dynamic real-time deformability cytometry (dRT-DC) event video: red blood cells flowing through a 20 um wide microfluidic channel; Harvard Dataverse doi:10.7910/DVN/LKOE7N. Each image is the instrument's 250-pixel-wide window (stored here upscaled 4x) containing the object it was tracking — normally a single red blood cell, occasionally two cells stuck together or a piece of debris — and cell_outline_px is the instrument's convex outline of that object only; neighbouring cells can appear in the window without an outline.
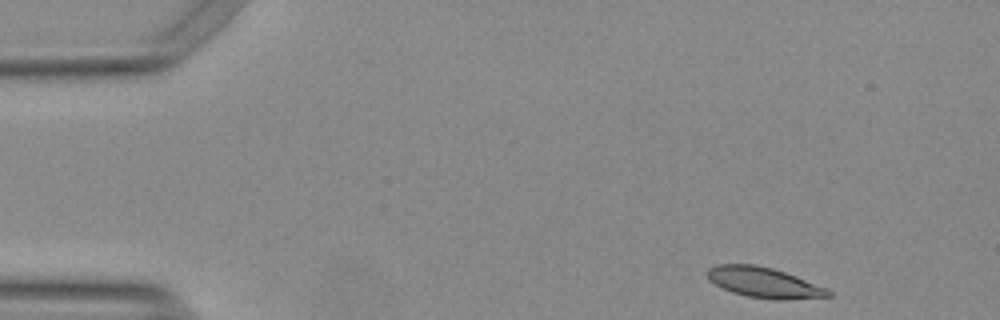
{"species": "Egyptian fruit bat (a non-hibernating species)", "species_latin": "Rousettus aegyptiacus", "temperature_condition": "warm", "stored_images_in_passage": 49, "camera_frame_rate_fps": 3000, "um_per_image_px": 0.085, "animal": {"sex": "female"}, "frame": {"image": 1, "passage_image": 1, "time_ms": 0.0, "image_size_px": [1000, 320], "cell_outline_px": [[832, 296], [776, 300], [748, 296], [732, 292], [708, 280], [704, 272], [708, 268], [716, 264], [756, 264], [772, 268], [796, 276], [824, 288], [832, 292]], "centroid_in_image_um": [64.86, 23.99], "position_along_channel_um": 20.1, "area_um2": 21.21}}
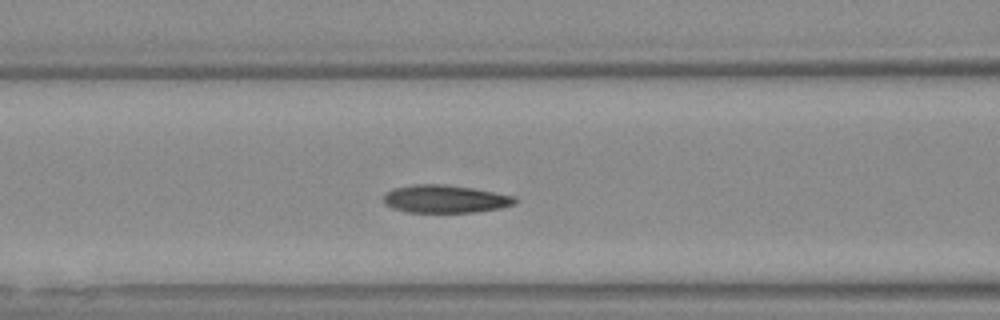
{"frame": {"image": 2, "passage_image": 17, "time_ms": 5.333, "image_size_px": [1000, 320], "cell_outline_px": [[520, 200], [516, 204], [500, 208], [476, 212], [408, 212], [392, 208], [384, 204], [384, 196], [392, 188], [412, 184], [444, 184], [472, 188], [516, 196]], "centroid_in_image_um": [37.87, 16.91], "position_along_channel_um": 128.7, "area_um2": 21.5}}
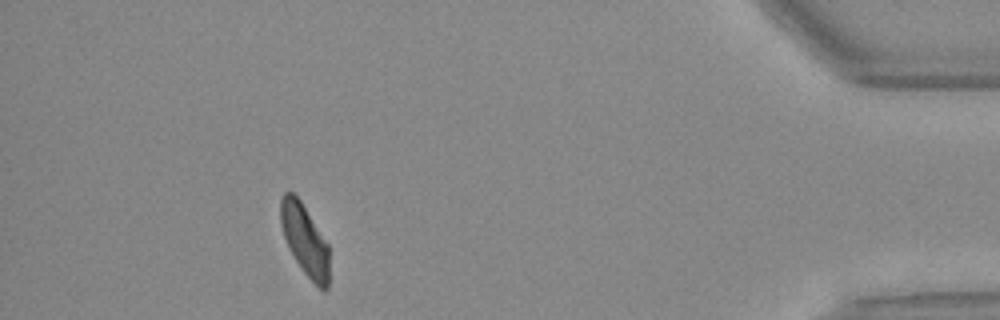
{"frame": {"image": 3, "passage_image": 44, "time_ms": 14.333, "image_size_px": [1000, 320], "cell_outline_px": [[328, 288], [324, 292], [304, 272], [288, 248], [280, 224], [280, 200], [284, 192], [292, 192], [300, 200], [328, 244]], "centroid_in_image_um": [25.89, 20.37], "position_along_channel_um": 409.3, "area_um2": 19.83}, "authors_computed_cell_mechanics": {"area_um2": 21.3282, "velocity_mm_per_s": 3.7604, "shape_relaxation_time_tau1_ms": 5.4109, "shape_relaxation_time_tau2_ms": 1.904, "deformation_change_tau1": 0.1365, "deformation_change_tau2": 0.0681}}